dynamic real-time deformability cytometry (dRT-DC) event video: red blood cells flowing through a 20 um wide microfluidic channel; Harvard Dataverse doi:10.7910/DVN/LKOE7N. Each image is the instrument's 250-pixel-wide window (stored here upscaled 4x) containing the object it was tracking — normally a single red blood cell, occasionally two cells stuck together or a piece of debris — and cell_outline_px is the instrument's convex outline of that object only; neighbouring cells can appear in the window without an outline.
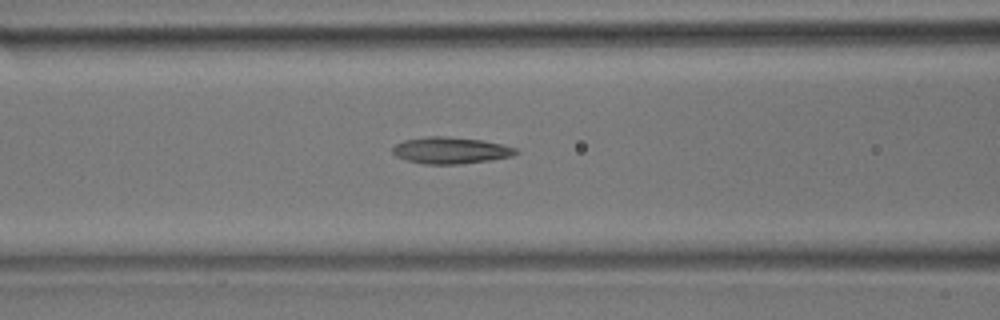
{"species": "common noctule bat (a hibernating species)", "species_latin": "Nyctalus noctula", "temperature_condition": "room temperature", "stored_images_in_passage": 22, "camera_frame_rate_fps": 3000, "um_per_image_px": 0.085, "animal": {"sex": "male", "body_mass_g": 17.9}, "frame": {"image": 1, "passage_image": 18, "time_ms": 5.667, "image_size_px": [1000, 320], "cell_outline_px": [[520, 152], [512, 156], [492, 160], [460, 164], [424, 164], [404, 160], [396, 156], [392, 152], [392, 148], [396, 144], [404, 140], [428, 136], [444, 136], [484, 140], [516, 148]], "centroid_in_image_um": [38.3, 12.79], "position_along_channel_um": 128.3, "area_um2": 19.25}}
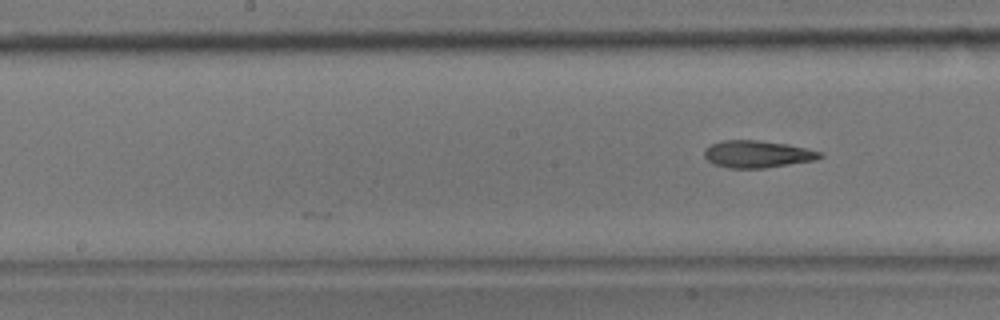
{"frame": {"image": 2, "passage_image": 22, "time_ms": 7.0, "image_size_px": [1000, 320], "cell_outline_px": [[824, 156], [816, 160], [764, 168], [728, 168], [716, 164], [708, 160], [704, 156], [704, 152], [712, 144], [724, 140], [756, 140], [788, 144], [824, 152]], "centroid_in_image_um": [64.44, 13.1], "position_along_channel_um": 183.8, "area_um2": 18.21}}